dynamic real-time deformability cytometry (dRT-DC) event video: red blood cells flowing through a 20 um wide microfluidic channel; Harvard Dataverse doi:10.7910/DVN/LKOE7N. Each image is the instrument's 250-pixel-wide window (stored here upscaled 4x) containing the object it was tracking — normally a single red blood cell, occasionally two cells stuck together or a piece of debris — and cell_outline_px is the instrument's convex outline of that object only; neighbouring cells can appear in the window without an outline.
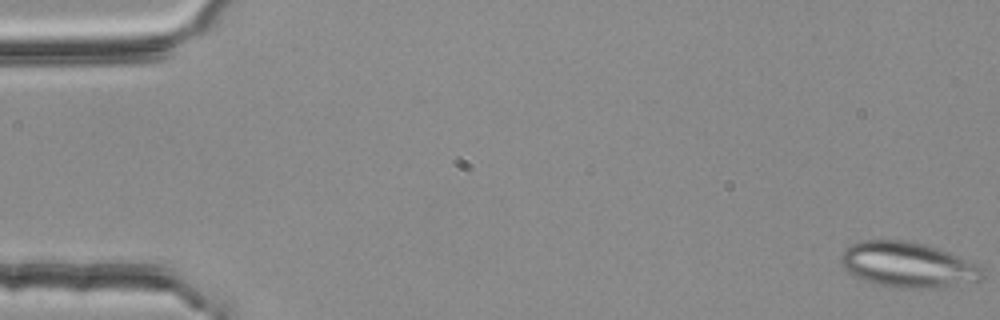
{"species": "common noctule bat (a hibernating species)", "species_latin": "Nyctalus noctula", "temperature_condition": "room temperature", "stored_images_in_passage": 53, "segment_of_instrument_passage": [1, 2], "camera_frame_rate_fps": 3000, "um_per_image_px": 0.085, "animal": {"sex": "female", "body_mass_g": 25.1}, "frame": {"image": 1, "passage_image": 1, "time_ms": 0.0, "image_size_px": [1000, 320], "cell_outline_px": [[984, 276], [980, 280], [940, 288], [896, 288], [876, 284], [864, 280], [848, 272], [840, 264], [840, 256], [844, 248], [848, 244], [860, 240], [908, 240], [924, 244], [948, 252], [976, 264], [984, 268]], "centroid_in_image_um": [77.12, 22.5], "position_along_channel_um": 7.9, "area_um2": 37.69}}